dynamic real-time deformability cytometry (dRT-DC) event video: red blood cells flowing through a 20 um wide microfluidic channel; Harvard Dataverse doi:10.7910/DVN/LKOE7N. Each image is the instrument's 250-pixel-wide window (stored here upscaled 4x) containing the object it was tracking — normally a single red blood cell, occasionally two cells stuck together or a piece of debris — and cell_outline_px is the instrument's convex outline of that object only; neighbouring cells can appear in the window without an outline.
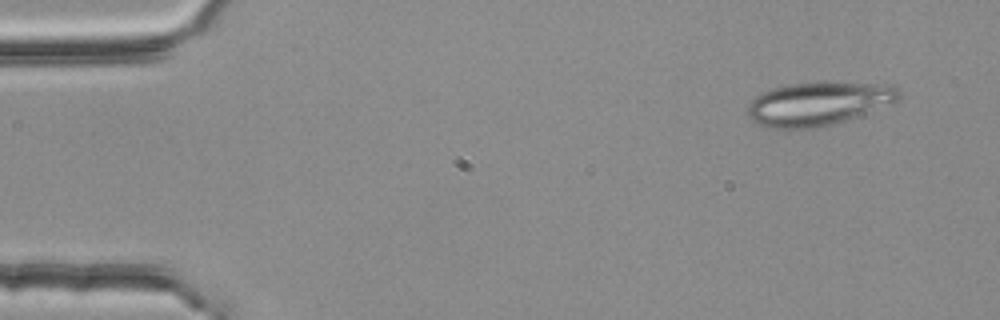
{"species": "common noctule bat (a hibernating species)", "species_latin": "Nyctalus noctula", "temperature_condition": "room temperature", "stored_images_in_passage": 3, "camera_frame_rate_fps": 3000, "um_per_image_px": 0.085, "animal": {"sex": "female", "body_mass_g": 25.1}, "frame": {"image": 1, "passage_image": 1, "time_ms": 0.0, "image_size_px": [1000, 320], "cell_outline_px": [[904, 96], [900, 100], [844, 120], [832, 124], [812, 128], [768, 128], [756, 124], [748, 116], [748, 104], [756, 96], [764, 92], [788, 84], [820, 80], [892, 84]], "centroid_in_image_um": [69.59, 8.77], "position_along_channel_um": 15.4, "area_um2": 38.78}}